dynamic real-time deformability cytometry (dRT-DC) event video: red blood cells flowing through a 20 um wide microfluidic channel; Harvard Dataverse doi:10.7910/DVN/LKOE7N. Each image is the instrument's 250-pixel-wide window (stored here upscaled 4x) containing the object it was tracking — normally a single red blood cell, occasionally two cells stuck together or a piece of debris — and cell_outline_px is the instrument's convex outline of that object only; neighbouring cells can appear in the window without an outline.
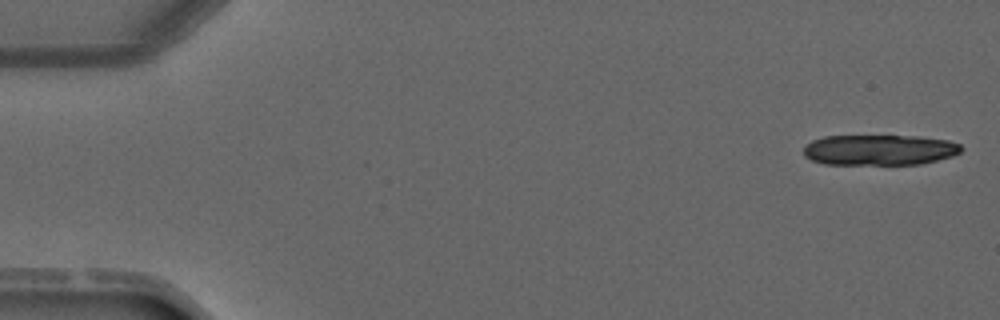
{"species": "common noctule bat (a hibernating species)", "species_latin": "Nyctalus noctula", "temperature_condition": "warm", "stored_images_in_passage": 4, "camera_frame_rate_fps": 3000, "um_per_image_px": 0.085, "animal": {"sex": "male", "forearm_length_mm": 52.5}, "frame": {"image": 1, "passage_image": 1, "time_ms": 0.0, "image_size_px": [1000, 320], "cell_outline_px": [[964, 148], [960, 152], [952, 156], [920, 164], [824, 164], [812, 160], [804, 156], [804, 148], [812, 140], [824, 136], [920, 136], [948, 140], [960, 144]], "centroid_in_image_um": [74.77, 12.74], "position_along_channel_um": 10.2, "area_um2": 28.09}}